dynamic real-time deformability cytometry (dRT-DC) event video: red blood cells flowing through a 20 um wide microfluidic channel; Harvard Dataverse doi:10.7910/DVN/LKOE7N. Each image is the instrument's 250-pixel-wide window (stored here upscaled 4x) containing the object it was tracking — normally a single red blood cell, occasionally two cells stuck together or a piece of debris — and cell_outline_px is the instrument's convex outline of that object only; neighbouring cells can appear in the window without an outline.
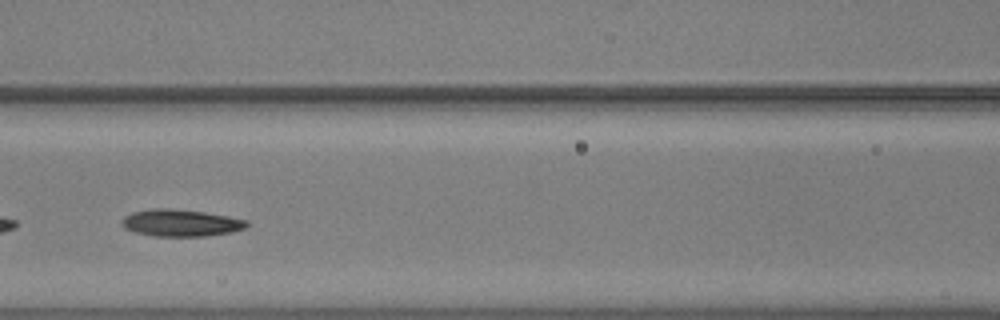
{"species": "common noctule bat (a hibernating species)", "species_latin": "Nyctalus noctula", "temperature_condition": "warm", "stored_images_in_passage": 48, "camera_frame_rate_fps": 3000, "um_per_image_px": 0.085, "animal": {"sex": "male", "body_mass_g": 20.5, "forearm_length_mm": 52.5}, "frame": {"image": 1, "passage_image": 16, "time_ms": 5.0, "image_size_px": [1000, 320], "cell_outline_px": [[248, 224], [244, 228], [232, 232], [204, 236], [152, 236], [136, 232], [124, 228], [120, 224], [124, 216], [132, 212], [152, 208], [168, 208], [204, 212], [228, 216], [248, 220]], "centroid_in_image_um": [15.34, 18.94], "position_along_channel_um": 151.3, "area_um2": 19.65}}
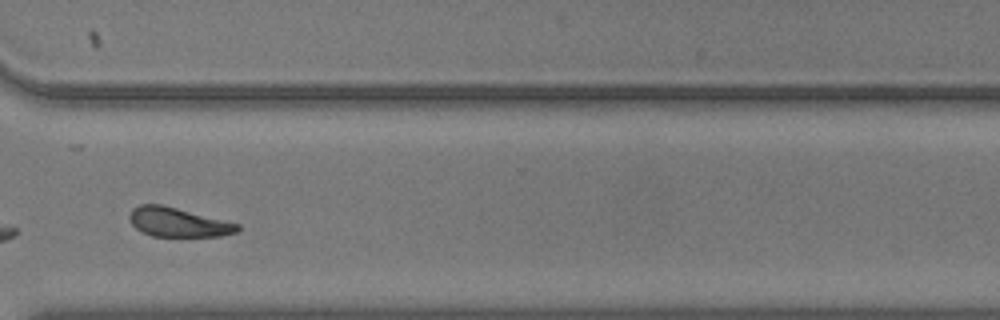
{"frame": {"image": 2, "passage_image": 33, "time_ms": 10.667, "image_size_px": [1000, 320], "cell_outline_px": [[240, 228], [236, 232], [220, 236], [152, 236], [136, 228], [132, 224], [128, 216], [132, 208], [140, 204], [160, 204], [240, 224]], "centroid_in_image_um": [15.11, 18.89], "position_along_channel_um": 355.5, "area_um2": 18.15}}
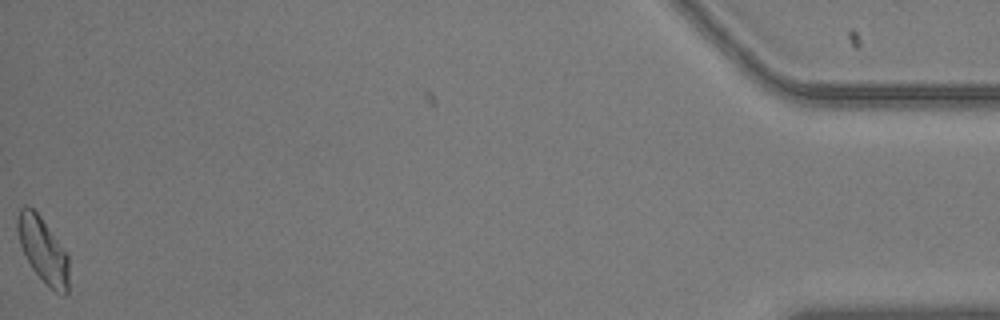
{"frame": {"image": 3, "passage_image": 47, "time_ms": 15.333, "image_size_px": [1000, 320], "cell_outline_px": [[68, 292], [64, 296], [56, 292], [32, 268], [20, 244], [16, 228], [16, 220], [20, 208], [24, 204], [28, 204], [40, 216], [68, 256]], "centroid_in_image_um": [3.63, 21.22], "position_along_channel_um": 431.6, "area_um2": 19.07}, "authors_computed_cell_mechanics": {"area_um2": 19.3341, "velocity_mm_per_s": 3.6101, "shape_relaxation_time_tau1_ms": 3.3375, "shape_relaxation_time_tau2_ms": null, "deformation_change_tau1": 0.1166, "deformation_change_tau2": null}}